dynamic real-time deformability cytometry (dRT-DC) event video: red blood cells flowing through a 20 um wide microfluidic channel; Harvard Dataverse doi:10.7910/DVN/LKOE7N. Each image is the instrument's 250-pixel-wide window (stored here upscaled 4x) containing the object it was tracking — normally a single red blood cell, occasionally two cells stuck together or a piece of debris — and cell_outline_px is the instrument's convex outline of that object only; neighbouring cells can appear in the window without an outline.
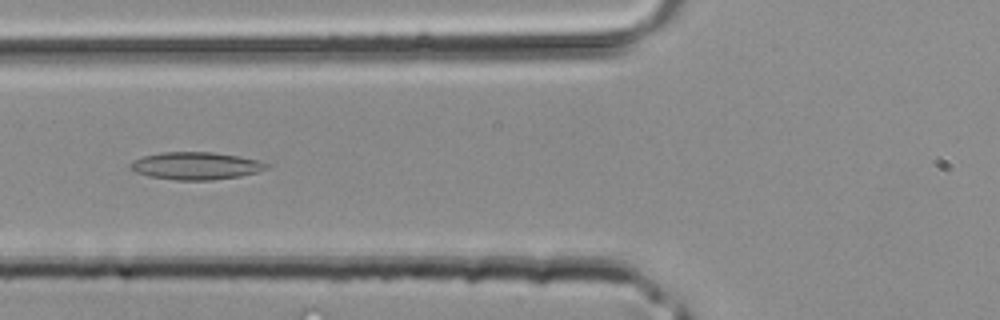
{"species": "common noctule bat (a hibernating species)", "species_latin": "Nyctalus noctula", "temperature_condition": "room temperature", "stored_images_in_passage": 27, "camera_frame_rate_fps": 3000, "um_per_image_px": 0.085, "animal": {"sex": "male", "body_mass_g": 20.4}, "frame": {"image": 1, "passage_image": 3, "time_ms": 0.667, "image_size_px": [1000, 320], "cell_outline_px": [[272, 164], [268, 168], [256, 172], [240, 176], [212, 180], [176, 180], [148, 176], [136, 172], [128, 168], [128, 164], [132, 160], [144, 156], [160, 152], [212, 152], [240, 156], [260, 160]], "centroid_in_image_um": [16.65, 14.09], "position_along_channel_um": 109.2, "area_um2": 22.08}}
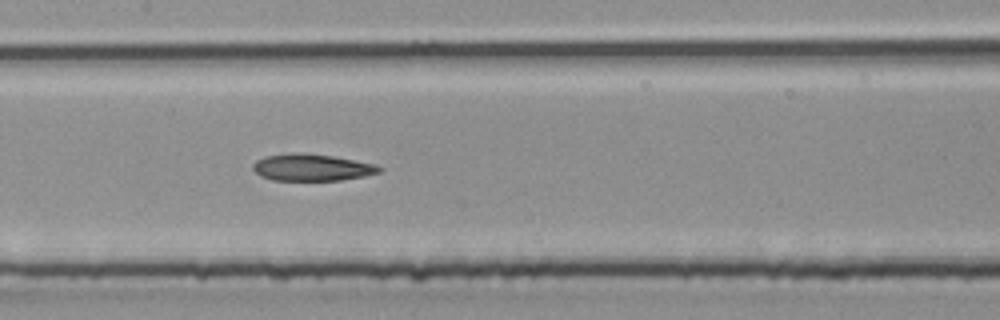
{"frame": {"image": 2, "passage_image": 7, "time_ms": 2.0, "image_size_px": [1000, 320], "cell_outline_px": [[384, 168], [380, 172], [364, 176], [340, 180], [272, 180], [260, 176], [252, 168], [252, 164], [256, 160], [264, 156], [292, 152], [304, 152], [332, 156], [376, 164]], "centroid_in_image_um": [26.49, 14.22], "position_along_channel_um": 180.9, "area_um2": 19.94}}
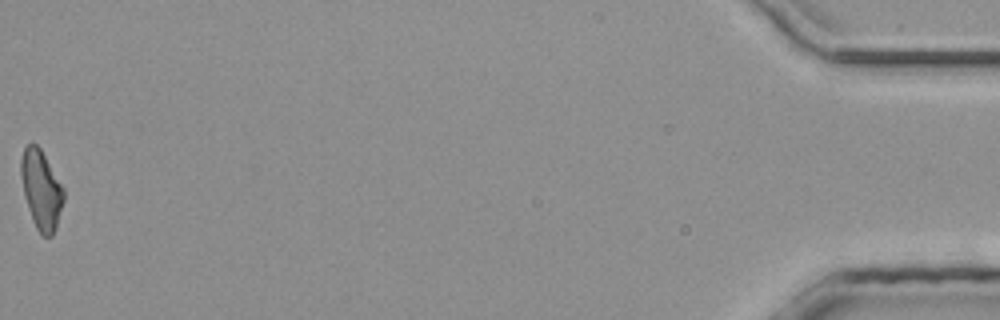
{"frame": {"image": 3, "passage_image": 27, "time_ms": 8.667, "image_size_px": [1000, 320], "cell_outline_px": [[64, 200], [52, 236], [40, 236], [32, 220], [24, 196], [20, 176], [20, 160], [24, 148], [28, 144], [36, 144], [40, 148], [64, 188]], "centroid_in_image_um": [3.48, 16.13], "position_along_channel_um": 431.7, "area_um2": 19.59}}